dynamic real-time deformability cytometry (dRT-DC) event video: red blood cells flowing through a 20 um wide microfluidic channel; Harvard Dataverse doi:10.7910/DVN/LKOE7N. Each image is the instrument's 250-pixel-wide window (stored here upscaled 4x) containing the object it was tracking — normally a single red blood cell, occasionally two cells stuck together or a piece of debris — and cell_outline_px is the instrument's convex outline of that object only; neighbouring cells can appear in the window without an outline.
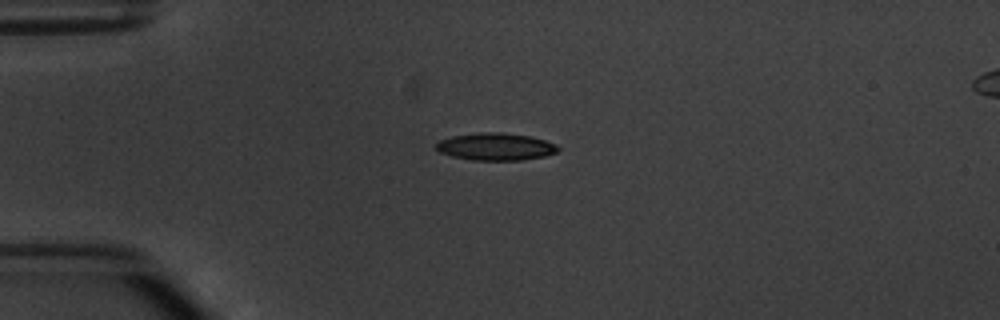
{"species": "common noctule bat (a hibernating species)", "species_latin": "Nyctalus noctula", "temperature_condition": "warm", "stored_images_in_passage": 5, "camera_frame_rate_fps": 3000, "um_per_image_px": 0.085, "animal": {"sex": "male", "body_mass_g": 20.1, "forearm_length_mm": 53.5}, "frame": {"image": 1, "passage_image": 1, "time_ms": 0.0, "image_size_px": [1000, 320], "cell_outline_px": [[560, 148], [556, 152], [544, 156], [520, 160], [472, 160], [452, 156], [440, 152], [436, 148], [436, 144], [440, 140], [452, 136], [480, 132], [500, 132], [532, 136], [556, 144]], "centroid_in_image_um": [42.14, 12.46], "position_along_channel_um": 42.9, "area_um2": 19.36}}
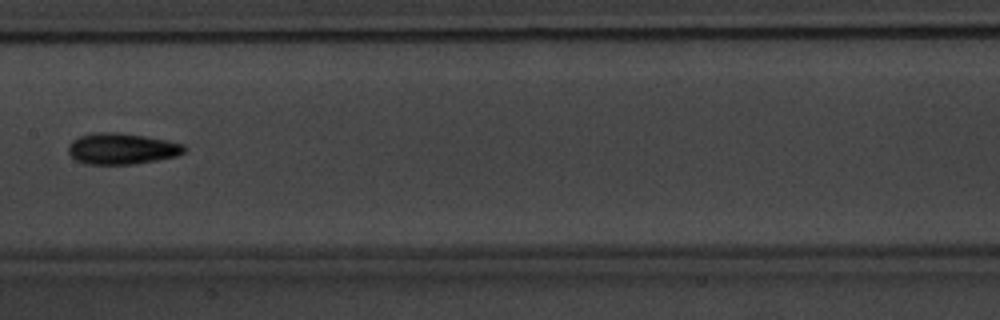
{"frame": {"image": 2, "passage_image": 5, "time_ms": 4.667, "image_size_px": [1000, 320], "cell_outline_px": [[188, 148], [184, 152], [176, 156], [156, 160], [132, 164], [84, 164], [76, 160], [68, 152], [68, 144], [72, 140], [80, 136], [96, 132], [116, 132], [144, 136], [168, 140], [184, 144]], "centroid_in_image_um": [10.35, 12.63], "position_along_channel_um": 197.0, "area_um2": 21.1}}